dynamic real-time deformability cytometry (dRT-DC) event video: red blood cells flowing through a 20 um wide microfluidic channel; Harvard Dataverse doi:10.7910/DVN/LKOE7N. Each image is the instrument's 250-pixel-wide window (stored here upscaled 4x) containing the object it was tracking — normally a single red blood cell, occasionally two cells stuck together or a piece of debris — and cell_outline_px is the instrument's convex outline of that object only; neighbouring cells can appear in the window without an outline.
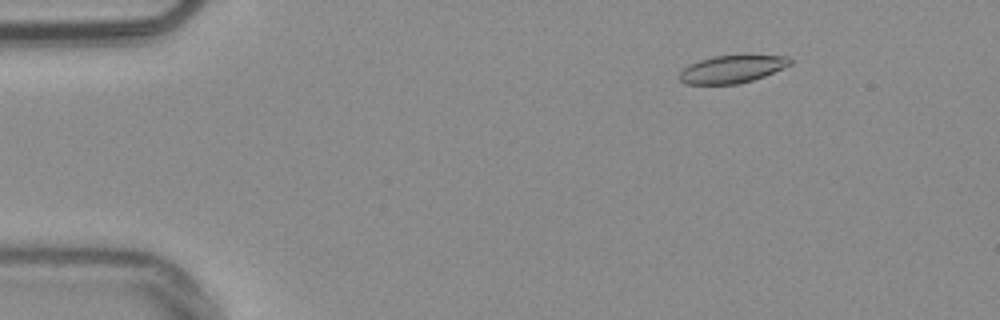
{"species": "common noctule bat (a hibernating species)", "species_latin": "Nyctalus noctula", "temperature_condition": "warm", "stored_images_in_passage": 52, "camera_frame_rate_fps": 3000, "um_per_image_px": 0.085, "animal": {"sex": "male", "body_mass_g": 20.4}, "frame": {"image": 1, "passage_image": 6, "time_ms": 1.667, "image_size_px": [1000, 320], "cell_outline_px": [[792, 64], [764, 76], [752, 80], [736, 84], [684, 84], [676, 76], [684, 68], [700, 60], [712, 56], [744, 52], [748, 52], [788, 56], [792, 60]], "centroid_in_image_um": [62.28, 5.81], "position_along_channel_um": 22.7, "area_um2": 18.73}}
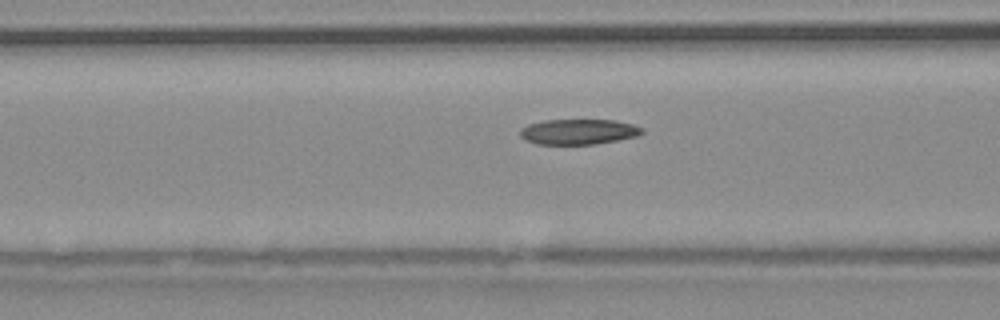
{"frame": {"image": 2, "passage_image": 20, "time_ms": 6.333, "image_size_px": [1000, 320], "cell_outline_px": [[644, 132], [636, 136], [596, 144], [536, 144], [524, 140], [520, 136], [520, 128], [528, 124], [544, 120], [616, 120], [632, 124], [644, 128]], "centroid_in_image_um": [49.15, 11.19], "position_along_channel_um": 117.5, "area_um2": 18.09}}
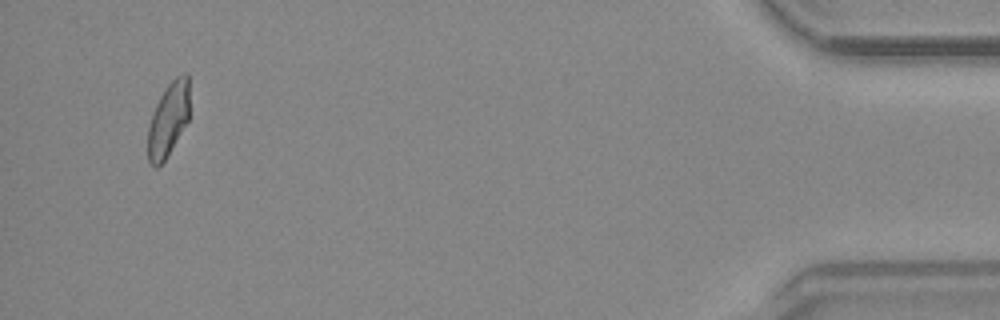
{"frame": {"image": 3, "passage_image": 50, "time_ms": 16.333, "image_size_px": [1000, 320], "cell_outline_px": [[188, 120], [164, 160], [156, 168], [148, 160], [148, 128], [156, 104], [160, 96], [168, 84], [176, 76], [184, 72], [188, 72]], "centroid_in_image_um": [14.3, 10.12], "position_along_channel_um": 420.9, "area_um2": 17.46}, "authors_computed_cell_mechanics": {"area_um2": 18.8139, "velocity_mm_per_s": 3.7901, "shape_relaxation_time_tau1_ms": null, "shape_relaxation_time_tau2_ms": 2.3694, "deformation_change_tau1": null, "deformation_change_tau2": 0.0862}}